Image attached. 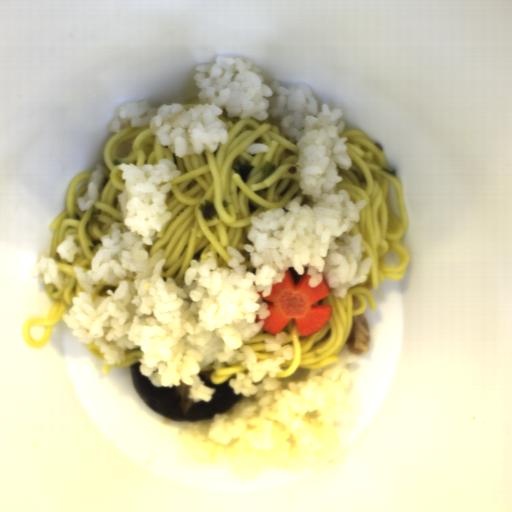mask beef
I'll use <instances>...</instances> for the list:
<instances>
[{
	"instance_id": "obj_2",
	"label": "beef",
	"mask_w": 512,
	"mask_h": 512,
	"mask_svg": "<svg viewBox=\"0 0 512 512\" xmlns=\"http://www.w3.org/2000/svg\"><path fill=\"white\" fill-rule=\"evenodd\" d=\"M359 304H360V301L358 299V297L356 296H351V306H352V310H357V308L359 307Z\"/></svg>"
},
{
	"instance_id": "obj_1",
	"label": "beef",
	"mask_w": 512,
	"mask_h": 512,
	"mask_svg": "<svg viewBox=\"0 0 512 512\" xmlns=\"http://www.w3.org/2000/svg\"><path fill=\"white\" fill-rule=\"evenodd\" d=\"M371 345V331L364 312L353 316L349 336L344 346L356 356H362L369 352Z\"/></svg>"
}]
</instances>
